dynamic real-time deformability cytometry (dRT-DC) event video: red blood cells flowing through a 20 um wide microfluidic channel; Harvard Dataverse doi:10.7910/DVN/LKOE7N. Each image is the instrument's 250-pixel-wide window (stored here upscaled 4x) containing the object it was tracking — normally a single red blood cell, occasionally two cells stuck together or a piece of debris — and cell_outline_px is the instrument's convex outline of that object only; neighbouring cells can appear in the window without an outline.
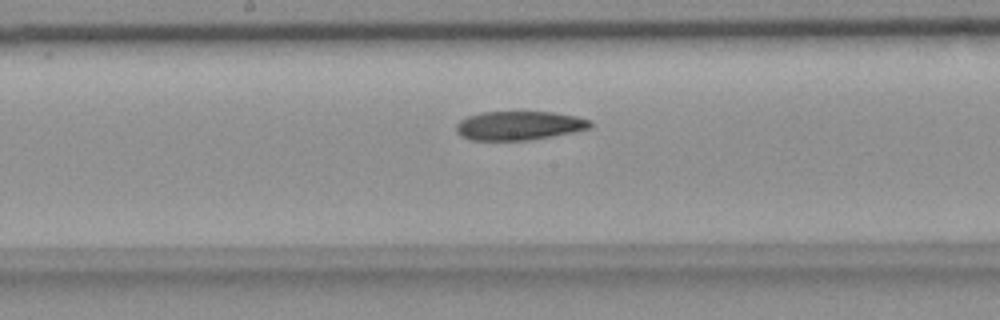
{"species": "common noctule bat (a hibernating species)", "species_latin": "Nyctalus noctula", "temperature_condition": "room temperature", "stored_images_in_passage": 44, "camera_frame_rate_fps": 3000, "um_per_image_px": 0.085, "animal": {"sex": "female", "body_mass_g": 18.4}, "frame": {"image": 1, "passage_image": 23, "time_ms": 7.333, "image_size_px": [1000, 320], "cell_outline_px": [[592, 124], [588, 128], [572, 132], [552, 136], [528, 140], [472, 140], [460, 136], [456, 132], [456, 124], [460, 120], [468, 116], [480, 112], [552, 112], [576, 116], [592, 120]], "centroid_in_image_um": [44.09, 10.67], "position_along_channel_um": 204.1, "area_um2": 22.54}}
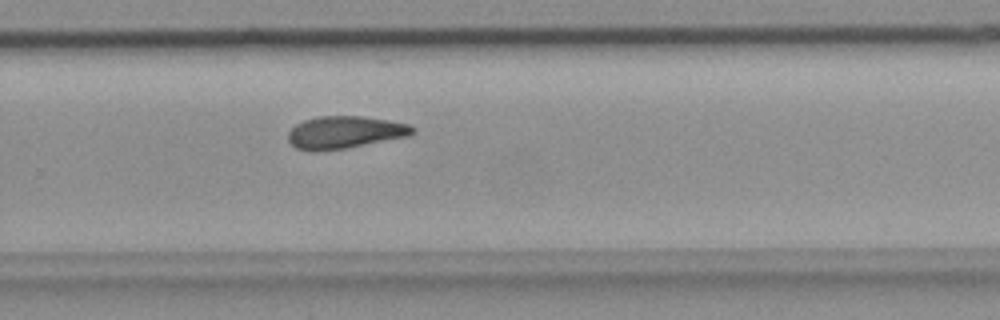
{"frame": {"image": 2, "passage_image": 31, "time_ms": 10.0, "image_size_px": [1000, 320], "cell_outline_px": [[416, 132], [408, 136], [344, 148], [296, 148], [288, 140], [288, 132], [296, 124], [304, 120], [320, 116], [364, 116], [388, 120], [408, 124], [416, 128]], "centroid_in_image_um": [29.37, 11.2], "position_along_channel_um": 300.4, "area_um2": 22.72}}
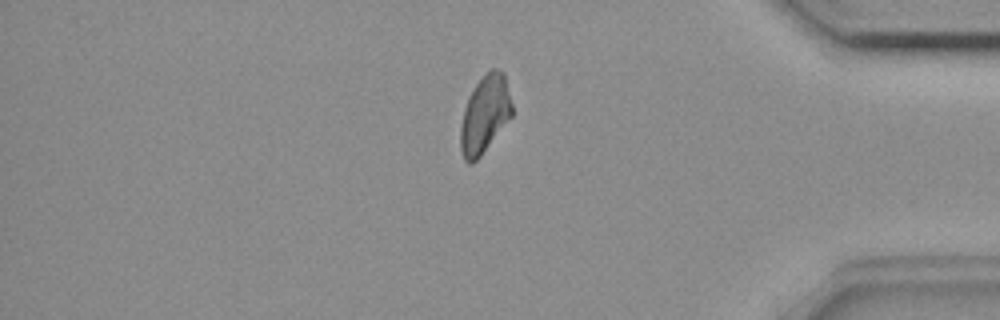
{"frame": {"image": 3, "passage_image": 41, "time_ms": 13.333, "image_size_px": [1000, 320], "cell_outline_px": [[512, 116], [480, 156], [472, 164], [468, 164], [464, 160], [460, 148], [460, 128], [464, 108], [468, 96], [476, 84], [492, 68], [496, 68], [504, 72], [512, 104]], "centroid_in_image_um": [41.2, 9.73], "position_along_channel_um": 394.0, "area_um2": 23.12}}